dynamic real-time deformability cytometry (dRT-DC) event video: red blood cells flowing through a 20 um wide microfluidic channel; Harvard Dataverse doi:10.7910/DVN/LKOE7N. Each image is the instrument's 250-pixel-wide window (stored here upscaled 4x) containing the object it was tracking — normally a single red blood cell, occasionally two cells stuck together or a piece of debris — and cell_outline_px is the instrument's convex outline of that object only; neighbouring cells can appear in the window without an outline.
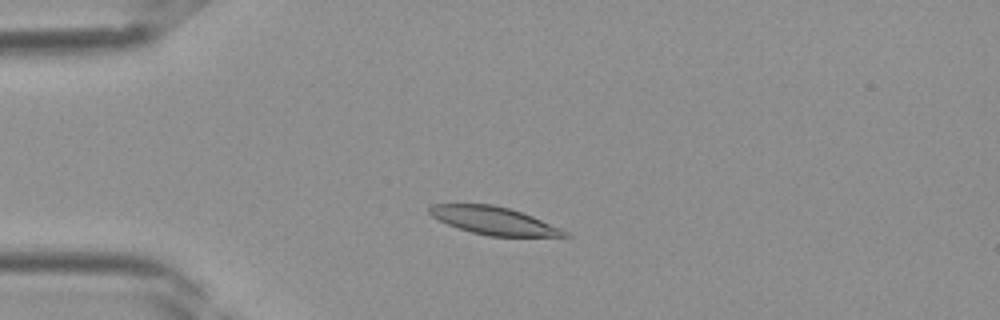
{"species": "Egyptian fruit bat (a non-hibernating species)", "species_latin": "Rousettus aegyptiacus", "temperature_condition": "room temperature", "stored_images_in_passage": 35, "camera_frame_rate_fps": 3000, "um_per_image_px": 0.085, "frame": {"image": 1, "passage_image": 6, "time_ms": 1.667, "image_size_px": [1000, 320], "cell_outline_px": [[572, 236], [488, 236], [472, 232], [448, 224], [432, 216], [428, 212], [428, 208], [432, 204], [492, 204], [508, 208], [532, 216], [560, 228], [568, 232]], "centroid_in_image_um": [41.96, 18.75], "position_along_channel_um": 43.0, "area_um2": 21.5}}
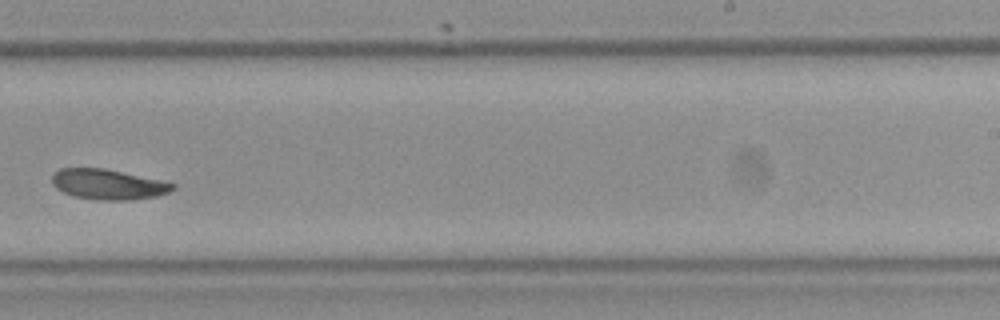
{"frame": {"image": 2, "passage_image": 21, "time_ms": 6.667, "image_size_px": [1000, 320], "cell_outline_px": [[176, 188], [168, 192], [156, 196], [128, 200], [96, 200], [72, 196], [56, 188], [52, 184], [52, 176], [60, 168], [104, 168], [160, 180], [176, 184]], "centroid_in_image_um": [9.17, 15.67], "position_along_channel_um": 279.8, "area_um2": 21.21}}
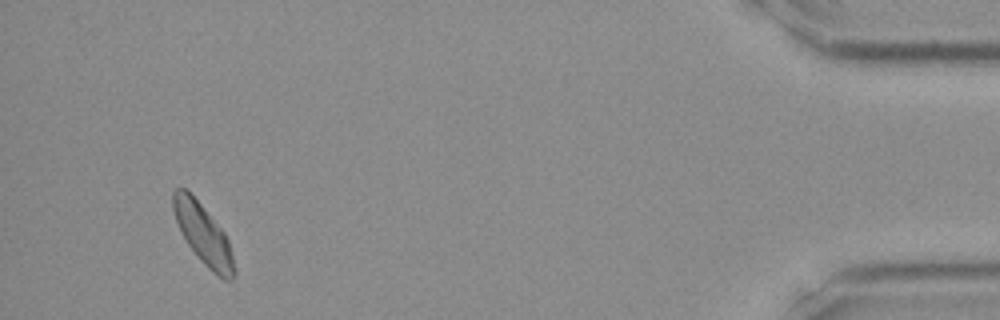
{"frame": {"image": 3, "passage_image": 33, "time_ms": 10.667, "image_size_px": [1000, 320], "cell_outline_px": [[236, 276], [228, 280], [224, 280], [208, 268], [200, 260], [188, 244], [180, 232], [172, 208], [172, 192], [176, 188], [188, 188], [224, 232], [228, 240], [236, 272]], "centroid_in_image_um": [17.25, 19.88], "position_along_channel_um": 418.0, "area_um2": 21.39}}